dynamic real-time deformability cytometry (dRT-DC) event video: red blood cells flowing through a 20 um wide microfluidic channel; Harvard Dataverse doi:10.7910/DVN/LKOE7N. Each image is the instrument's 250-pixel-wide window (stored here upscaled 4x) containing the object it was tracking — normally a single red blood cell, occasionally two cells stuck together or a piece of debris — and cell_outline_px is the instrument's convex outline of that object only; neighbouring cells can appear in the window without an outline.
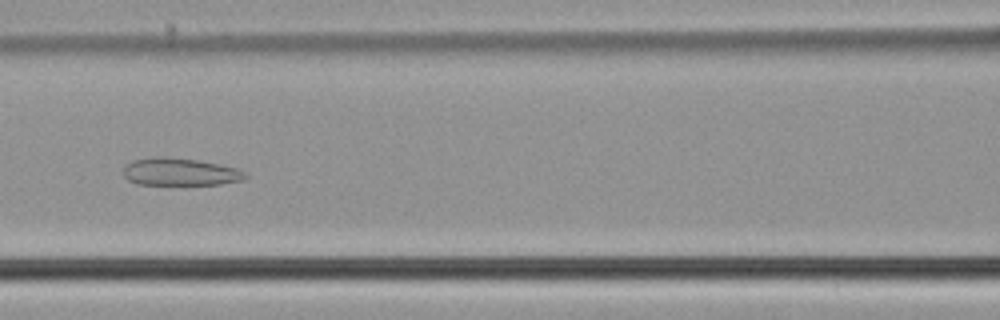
{"species": "common noctule bat (a hibernating species)", "species_latin": "Nyctalus noctula", "temperature_condition": "cold", "stored_images_in_passage": 55, "camera_frame_rate_fps": 3000, "um_per_image_px": 0.085, "animal": {"sex": "male", "body_mass_g": 21.5, "forearm_length_mm": 52.0}, "frame": {"image": 1, "passage_image": 25, "time_ms": 8.0, "image_size_px": [1000, 320], "cell_outline_px": [[248, 176], [244, 180], [220, 184], [136, 184], [128, 180], [124, 176], [124, 168], [132, 160], [160, 156], [196, 160], [220, 164], [236, 168], [248, 172]], "centroid_in_image_um": [15.35, 14.61], "position_along_channel_um": 151.3, "area_um2": 19.48}}
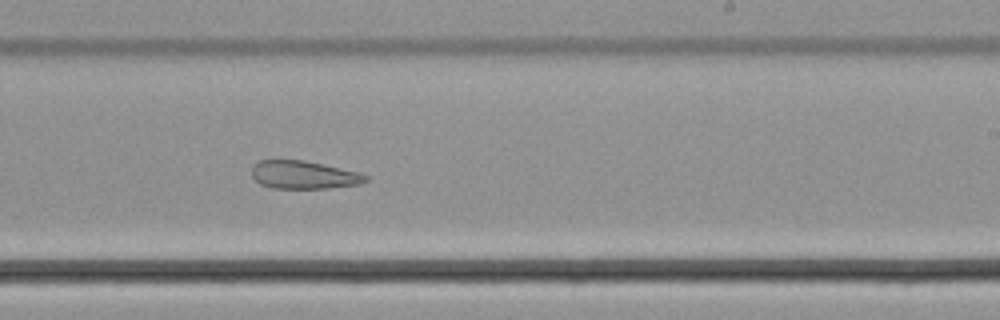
{"frame": {"image": 2, "passage_image": 34, "time_ms": 11.0, "image_size_px": [1000, 320], "cell_outline_px": [[368, 180], [360, 184], [332, 188], [272, 188], [260, 184], [252, 176], [252, 168], [260, 160], [304, 160], [356, 172], [368, 176]], "centroid_in_image_um": [25.81, 14.87], "position_along_channel_um": 263.2, "area_um2": 18.38}}
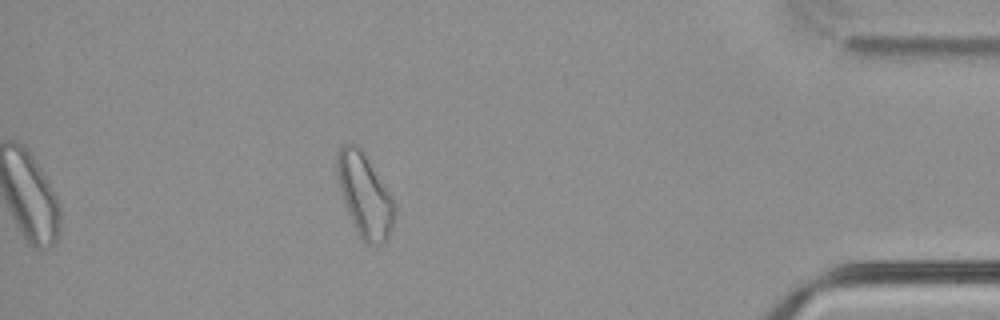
{"frame": {"image": 3, "passage_image": 49, "time_ms": 16.0, "image_size_px": [1000, 320], "cell_outline_px": [[396, 212], [392, 228], [388, 236], [380, 244], [368, 244], [360, 236], [348, 212], [336, 176], [336, 156], [340, 148], [344, 144], [356, 144], [364, 152], [392, 196], [396, 204]], "centroid_in_image_um": [31.01, 16.56], "position_along_channel_um": 404.2, "area_um2": 27.57}}